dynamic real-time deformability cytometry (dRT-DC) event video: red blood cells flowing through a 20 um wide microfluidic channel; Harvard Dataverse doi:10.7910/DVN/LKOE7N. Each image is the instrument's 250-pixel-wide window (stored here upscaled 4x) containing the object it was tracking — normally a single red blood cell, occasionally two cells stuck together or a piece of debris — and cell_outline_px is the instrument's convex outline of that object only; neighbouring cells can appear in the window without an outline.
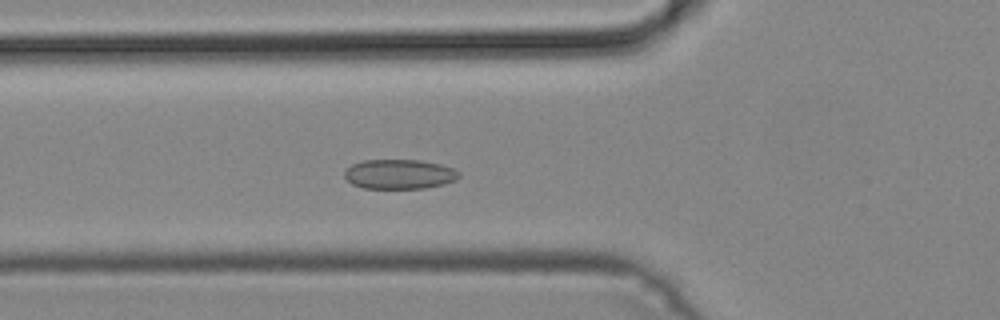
{"species": "common noctule bat (a hibernating species)", "species_latin": "Nyctalus noctula", "temperature_condition": "cold", "stored_images_in_passage": 48, "camera_frame_rate_fps": 3000, "um_per_image_px": 0.085, "animal": {"sex": "male", "body_mass_g": 19.2, "forearm_length_mm": 51.8}, "frame": {"image": 1, "passage_image": 17, "time_ms": 5.333, "image_size_px": [1000, 320], "cell_outline_px": [[460, 176], [456, 180], [444, 184], [424, 188], [364, 188], [352, 184], [344, 176], [344, 172], [352, 164], [364, 160], [420, 160], [440, 164], [452, 168], [460, 172]], "centroid_in_image_um": [33.96, 14.8], "position_along_channel_um": 91.8, "area_um2": 19.71}}
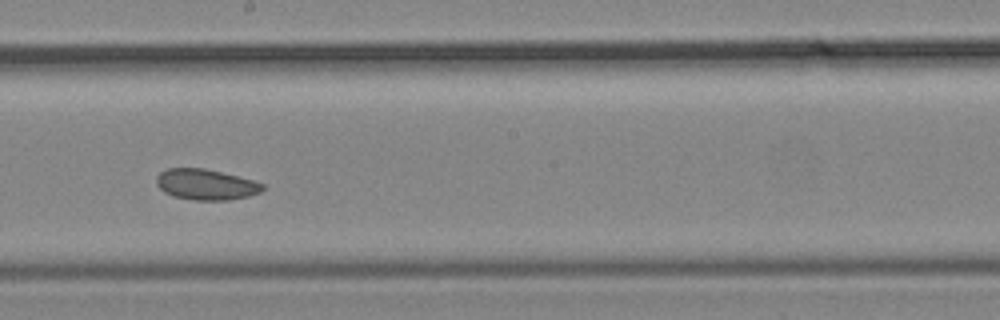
{"frame": {"image": 2, "passage_image": 27, "time_ms": 8.667, "image_size_px": [1000, 320], "cell_outline_px": [[264, 188], [260, 192], [248, 196], [228, 200], [192, 200], [172, 196], [164, 192], [156, 184], [156, 176], [160, 172], [168, 168], [204, 168], [252, 180], [264, 184]], "centroid_in_image_um": [17.46, 15.69], "position_along_channel_um": 230.7, "area_um2": 18.96}}
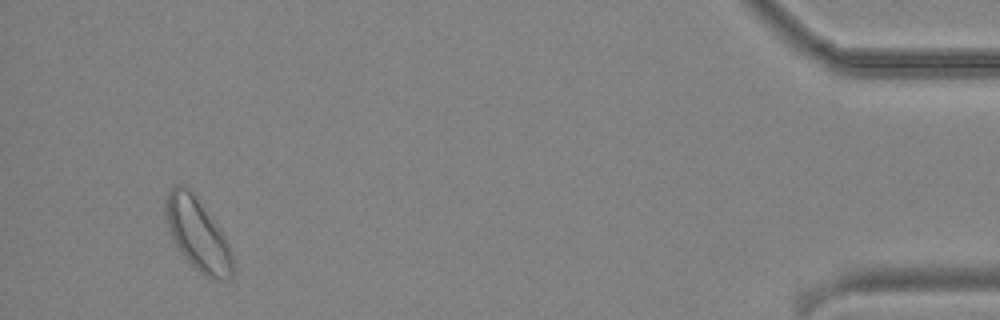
{"frame": {"image": 3, "passage_image": 46, "time_ms": 15.0, "image_size_px": [1000, 320], "cell_outline_px": [[232, 276], [228, 280], [212, 280], [204, 276], [180, 252], [172, 236], [168, 224], [164, 200], [172, 184], [180, 184], [188, 188], [192, 192], [224, 232], [228, 240], [232, 252]], "centroid_in_image_um": [16.83, 19.91], "position_along_channel_um": 418.4, "area_um2": 28.21}}